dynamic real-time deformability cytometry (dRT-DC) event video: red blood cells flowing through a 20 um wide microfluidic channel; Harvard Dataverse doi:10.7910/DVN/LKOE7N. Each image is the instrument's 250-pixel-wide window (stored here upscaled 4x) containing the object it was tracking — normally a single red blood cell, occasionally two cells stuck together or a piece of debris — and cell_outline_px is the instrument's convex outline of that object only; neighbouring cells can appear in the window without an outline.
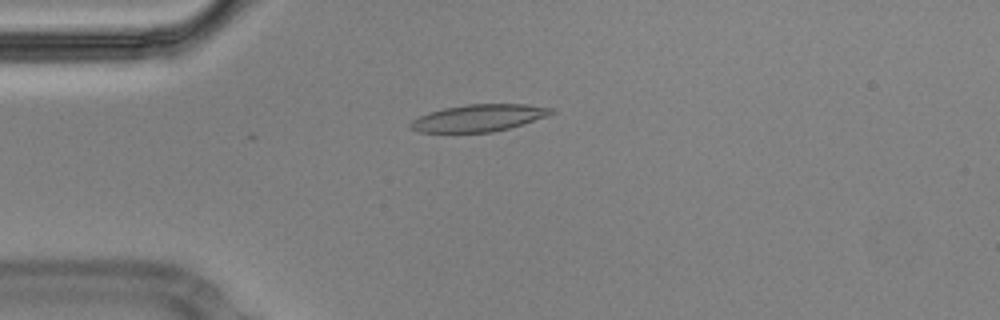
{"species": "Egyptian fruit bat (a non-hibernating species)", "species_latin": "Rousettus aegyptiacus", "temperature_condition": "cold", "stored_images_in_passage": 14, "camera_frame_rate_fps": 3000, "um_per_image_px": 0.085, "animal": {"sex": "male"}, "frame": {"image": 1, "passage_image": 14, "time_ms": 4.333, "image_size_px": [1000, 320], "cell_outline_px": [[556, 112], [548, 116], [524, 124], [492, 132], [420, 132], [412, 128], [408, 124], [412, 120], [428, 112], [444, 108], [468, 104], [528, 104], [556, 108]], "centroid_in_image_um": [40.76, 10.01], "position_along_channel_um": 44.2, "area_um2": 22.25}}